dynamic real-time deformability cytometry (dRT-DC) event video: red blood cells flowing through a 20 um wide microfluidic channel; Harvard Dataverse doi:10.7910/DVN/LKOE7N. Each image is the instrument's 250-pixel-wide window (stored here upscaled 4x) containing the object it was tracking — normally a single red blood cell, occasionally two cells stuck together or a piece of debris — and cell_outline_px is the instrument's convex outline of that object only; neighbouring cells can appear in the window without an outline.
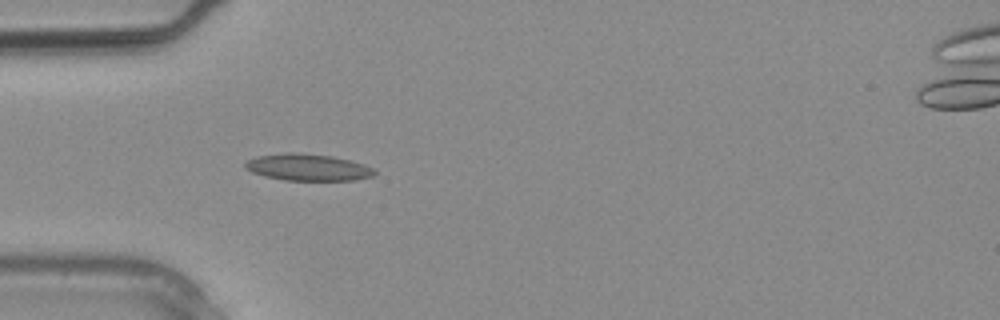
{"species": "common noctule bat (a hibernating species)", "species_latin": "Nyctalus noctula", "temperature_condition": "warm", "stored_images_in_passage": 4, "camera_frame_rate_fps": 3000, "um_per_image_px": 0.085, "animal": {"sex": "male", "body_mass_g": 20.4}, "frame": {"image": 1, "passage_image": 3, "time_ms": 0.667, "image_size_px": [1000, 320], "cell_outline_px": [[376, 172], [372, 176], [352, 180], [284, 180], [264, 176], [252, 172], [244, 168], [244, 164], [248, 160], [256, 156], [288, 152], [292, 152], [332, 156], [364, 164], [372, 168]], "centroid_in_image_um": [26.12, 14.22], "position_along_channel_um": 58.9, "area_um2": 20.0}}